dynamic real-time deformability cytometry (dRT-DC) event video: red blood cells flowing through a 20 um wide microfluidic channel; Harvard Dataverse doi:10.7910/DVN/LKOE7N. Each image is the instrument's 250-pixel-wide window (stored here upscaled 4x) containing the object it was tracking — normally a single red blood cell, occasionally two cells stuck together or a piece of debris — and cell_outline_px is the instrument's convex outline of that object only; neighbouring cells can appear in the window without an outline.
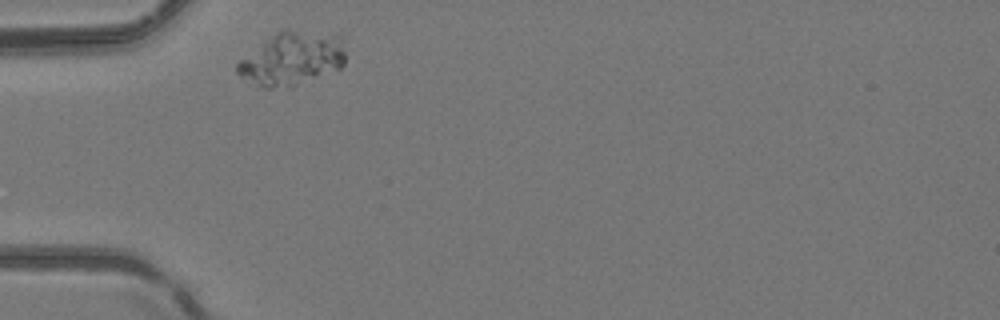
{"species": "common noctule bat (a hibernating species)", "species_latin": "Nyctalus noctula", "temperature_condition": "room temperature", "stored_images_in_passage": 38, "camera_frame_rate_fps": 3000, "um_per_image_px": 0.085, "animal": {"sex": "female", "body_mass_g": 24.6, "forearm_length_mm": 56.2}, "frame": {"image": 1, "passage_image": 1, "time_ms": 0.0, "image_size_px": [1000, 320], "cell_outline_px": [[344, 64], [340, 68], [292, 88], [256, 88], [240, 76], [236, 72], [236, 64], [240, 60], [276, 32], [340, 32], [344, 52]], "centroid_in_image_um": [24.82, 5.04], "position_along_channel_um": 60.2, "area_um2": 33.7}}
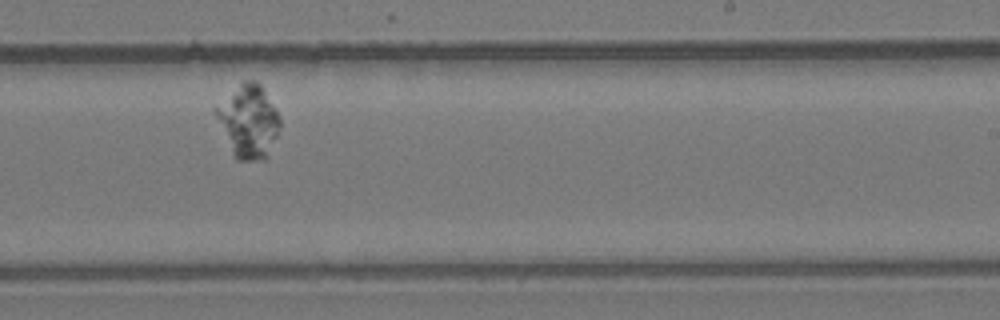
{"frame": {"image": 2, "passage_image": 18, "time_ms": 5.667, "image_size_px": [1000, 320], "cell_outline_px": [[280, 124], [276, 136], [268, 156], [264, 160], [236, 160], [212, 112], [212, 108], [240, 80], [256, 80], [264, 88], [276, 108], [280, 116]], "centroid_in_image_um": [21.08, 10.25], "position_along_channel_um": 267.9, "area_um2": 27.86}}
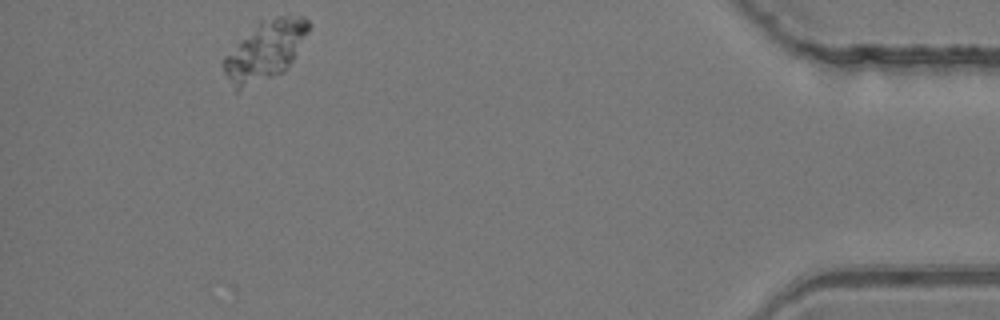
{"frame": {"image": 3, "passage_image": 34, "time_ms": 11.0, "image_size_px": [1000, 320], "cell_outline_px": [[312, 24], [308, 32], [288, 68], [284, 72], [236, 92], [228, 80], [220, 64], [224, 56], [260, 20], [276, 16], [304, 16]], "centroid_in_image_um": [22.52, 4.31], "position_along_channel_um": 412.7, "area_um2": 29.54}}